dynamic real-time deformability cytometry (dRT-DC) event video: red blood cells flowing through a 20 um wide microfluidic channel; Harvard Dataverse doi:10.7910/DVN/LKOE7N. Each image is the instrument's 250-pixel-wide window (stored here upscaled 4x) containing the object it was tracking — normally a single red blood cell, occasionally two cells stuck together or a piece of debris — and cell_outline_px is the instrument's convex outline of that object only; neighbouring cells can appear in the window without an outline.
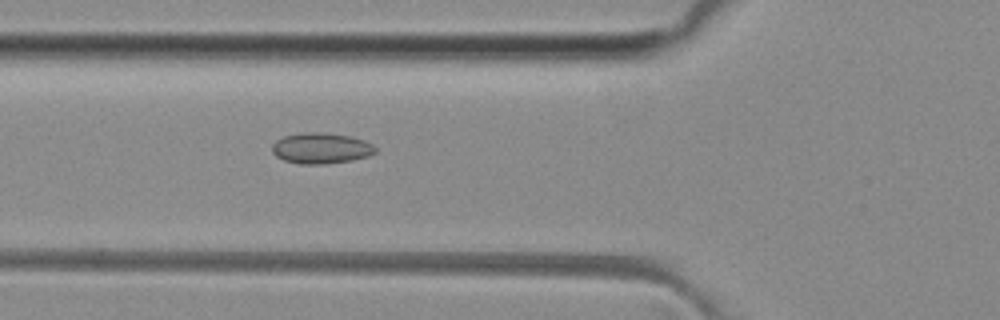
{"species": "common noctule bat (a hibernating species)", "species_latin": "Nyctalus noctula", "temperature_condition": "room temperature", "stored_images_in_passage": 36, "camera_frame_rate_fps": 3000, "um_per_image_px": 0.085, "animal": {"sex": "female", "body_mass_g": 29.2, "forearm_length_mm": 56.3}, "frame": {"image": 1, "passage_image": 15, "time_ms": 4.667, "image_size_px": [1000, 320], "cell_outline_px": [[376, 152], [368, 156], [352, 160], [324, 164], [300, 164], [284, 160], [276, 156], [272, 152], [272, 144], [276, 140], [284, 136], [300, 132], [324, 132], [352, 136], [364, 140], [372, 144], [376, 148]], "centroid_in_image_um": [27.28, 12.59], "position_along_channel_um": 98.5, "area_um2": 18.73}}
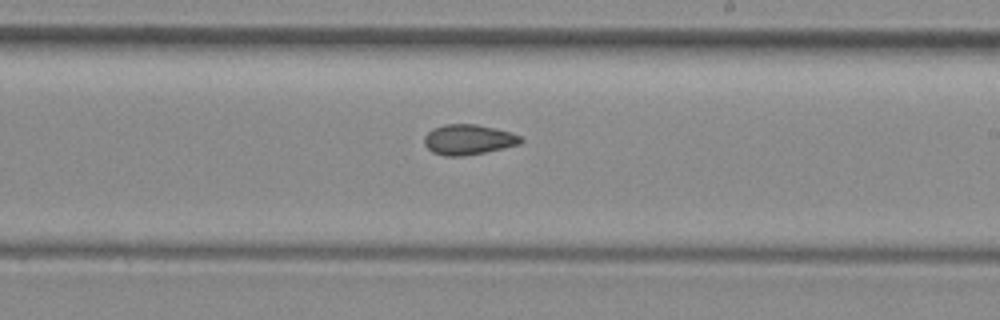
{"frame": {"image": 2, "passage_image": 26, "time_ms": 8.333, "image_size_px": [1000, 320], "cell_outline_px": [[524, 140], [520, 144], [484, 152], [460, 156], [444, 156], [432, 152], [424, 144], [424, 136], [432, 128], [444, 124], [476, 124], [496, 128], [512, 132], [520, 136]], "centroid_in_image_um": [39.8, 11.85], "position_along_channel_um": 249.2, "area_um2": 17.05}}
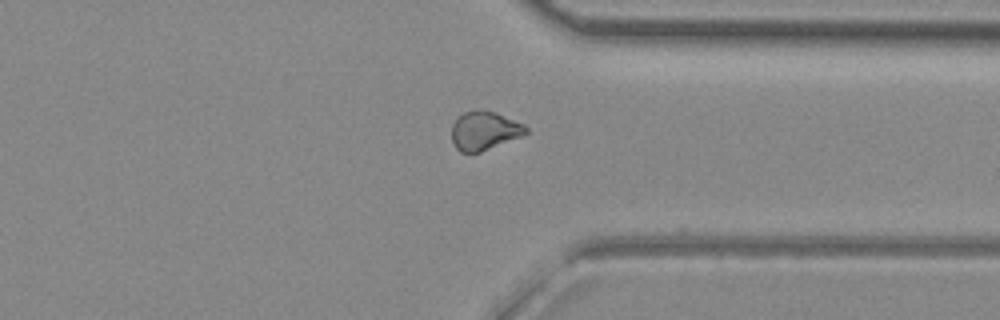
{"frame": {"image": 3, "passage_image": 35, "time_ms": 11.333, "image_size_px": [1000, 320], "cell_outline_px": [[528, 132], [520, 136], [480, 152], [460, 152], [456, 148], [452, 140], [452, 124], [456, 116], [464, 112], [476, 108], [496, 112], [524, 124], [528, 128]], "centroid_in_image_um": [41.14, 11.07], "position_along_channel_um": 370.3, "area_um2": 16.82}}